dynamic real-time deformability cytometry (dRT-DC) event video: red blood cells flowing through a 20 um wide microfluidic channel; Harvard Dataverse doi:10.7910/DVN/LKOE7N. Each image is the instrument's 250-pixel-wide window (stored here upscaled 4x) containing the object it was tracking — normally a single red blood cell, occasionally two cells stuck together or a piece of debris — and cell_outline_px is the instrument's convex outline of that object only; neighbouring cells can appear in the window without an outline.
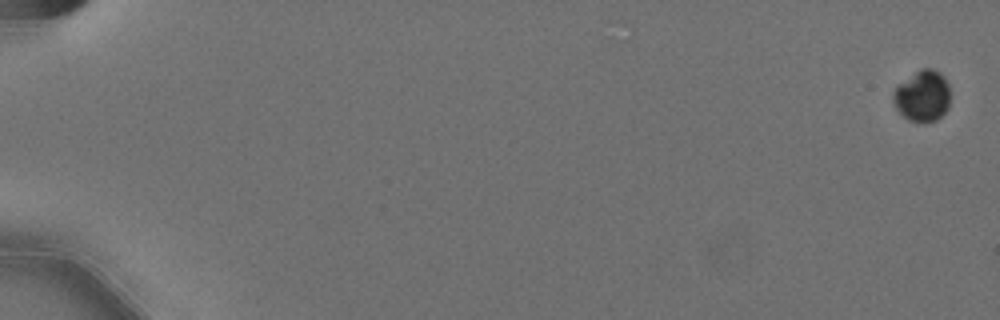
{"species": "Egyptian fruit bat (a non-hibernating species)", "species_latin": "Rousettus aegyptiacus", "temperature_condition": "cold", "stored_images_in_passage": 18, "camera_frame_rate_fps": 3000, "um_per_image_px": 0.085, "animal": {"sex": "female"}, "frame": {"image": 1, "passage_image": 1, "time_ms": 0.0, "image_size_px": [1000, 320], "cell_outline_px": [[948, 108], [936, 120], [924, 124], [908, 120], [896, 108], [892, 100], [892, 92], [900, 84], [920, 68], [932, 68], [940, 72], [944, 76], [948, 84]], "centroid_in_image_um": [78.4, 8.17], "position_along_channel_um": 6.6, "area_um2": 16.99}}
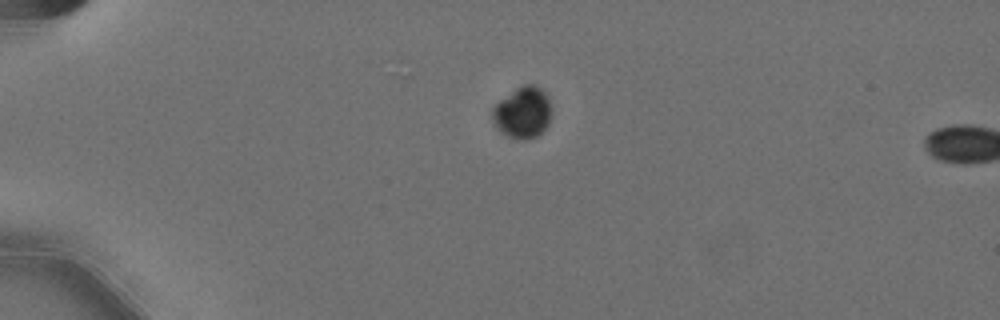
{"frame": {"image": 2, "passage_image": 16, "time_ms": 5.0, "image_size_px": [1000, 320], "cell_outline_px": [[552, 112], [548, 124], [536, 136], [524, 140], [520, 140], [508, 136], [500, 132], [496, 128], [492, 120], [492, 108], [500, 100], [516, 88], [524, 84], [532, 84], [540, 88], [548, 96]], "centroid_in_image_um": [44.42, 9.57], "position_along_channel_um": 40.6, "area_um2": 17.74}}